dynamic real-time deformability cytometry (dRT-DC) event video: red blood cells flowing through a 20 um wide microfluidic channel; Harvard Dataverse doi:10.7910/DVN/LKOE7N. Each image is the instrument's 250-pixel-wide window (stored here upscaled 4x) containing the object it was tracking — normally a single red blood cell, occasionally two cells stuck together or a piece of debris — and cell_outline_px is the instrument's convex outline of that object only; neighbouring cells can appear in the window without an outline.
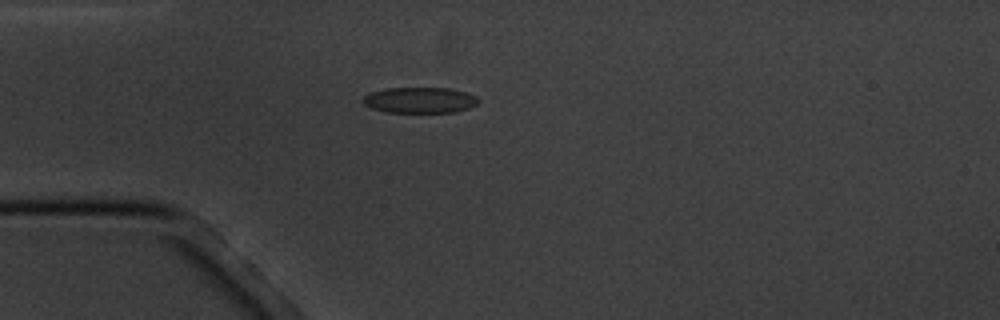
{"species": "common noctule bat (a hibernating species)", "species_latin": "Nyctalus noctula", "temperature_condition": "cold", "stored_images_in_passage": 12, "camera_frame_rate_fps": 3000, "um_per_image_px": 0.085, "animal": {"sex": "male", "body_mass_g": 20.1, "forearm_length_mm": 53.5}, "frame": {"image": 1, "passage_image": 2, "time_ms": 1.333, "image_size_px": [1000, 320], "cell_outline_px": [[480, 100], [476, 104], [468, 108], [456, 112], [384, 112], [372, 108], [364, 104], [360, 100], [368, 92], [384, 88], [448, 88], [464, 92], [476, 96]], "centroid_in_image_um": [35.63, 8.51], "position_along_channel_um": 49.4, "area_um2": 17.46}}
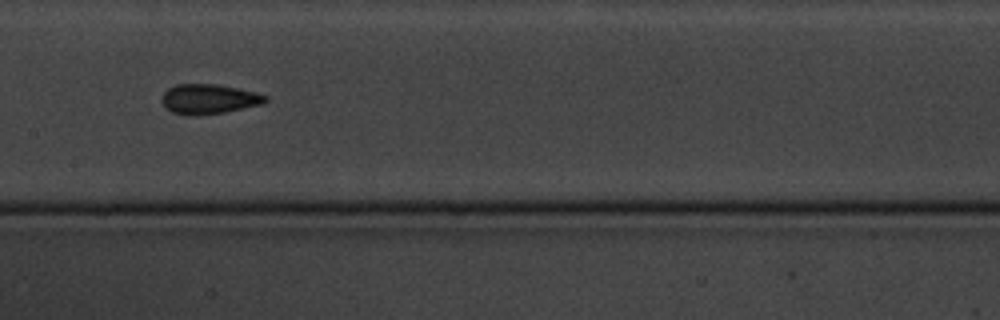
{"frame": {"image": 2, "passage_image": 6, "time_ms": 5.667, "image_size_px": [1000, 320], "cell_outline_px": [[268, 100], [264, 104], [224, 112], [196, 116], [188, 116], [172, 112], [164, 108], [160, 100], [164, 92], [168, 88], [176, 84], [216, 84], [236, 88], [268, 96]], "centroid_in_image_um": [17.7, 8.43], "position_along_channel_um": 189.7, "area_um2": 18.15}}
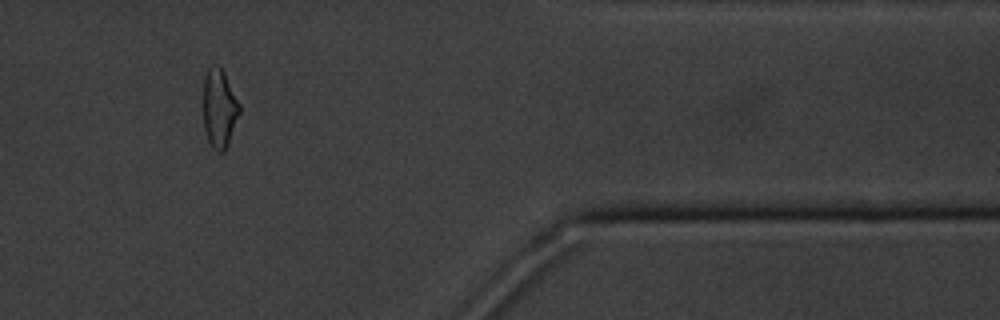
{"frame": {"image": 3, "passage_image": 11, "time_ms": 12.333, "image_size_px": [1000, 320], "cell_outline_px": [[240, 112], [228, 144], [224, 152], [220, 152], [212, 148], [208, 140], [204, 128], [204, 76], [208, 68], [212, 64], [216, 64], [224, 72], [240, 104]], "centroid_in_image_um": [18.64, 9.21], "position_along_channel_um": 392.8, "area_um2": 16.53}, "authors_computed_cell_mechanics": {"area_um2": 17.3978, "velocity_mm_per_s": 3.4556, "shape_relaxation_time_tau1_ms": 8.2679, "shape_relaxation_time_tau2_ms": 2.13, "deformation_change_tau1": 0.173, "deformation_change_tau2": 0.0897}}